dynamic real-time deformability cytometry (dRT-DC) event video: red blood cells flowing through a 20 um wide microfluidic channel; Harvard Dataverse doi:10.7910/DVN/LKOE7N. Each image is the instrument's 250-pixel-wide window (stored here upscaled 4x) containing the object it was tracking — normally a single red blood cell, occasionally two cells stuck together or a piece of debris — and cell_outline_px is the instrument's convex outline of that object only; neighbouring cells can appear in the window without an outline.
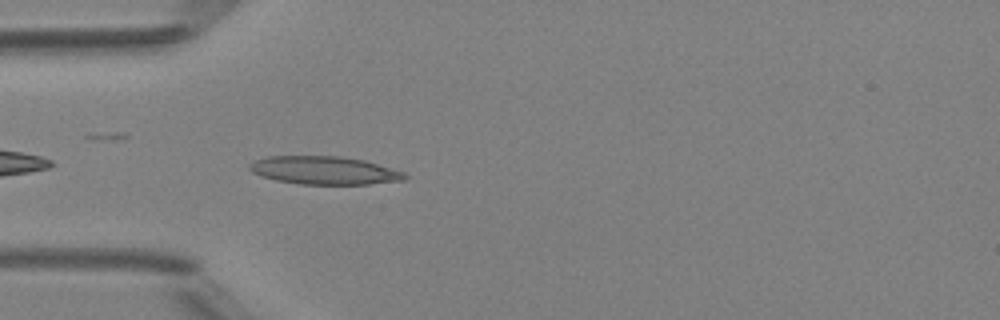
{"species": "Egyptian fruit bat (a non-hibernating species)", "species_latin": "Rousettus aegyptiacus", "temperature_condition": "room temperature", "stored_images_in_passage": 37, "camera_frame_rate_fps": 3000, "um_per_image_px": 0.085, "animal": {"sex": "female"}, "frame": {"image": 1, "passage_image": 3, "time_ms": 0.667, "image_size_px": [1000, 320], "cell_outline_px": [[408, 176], [404, 180], [368, 184], [300, 184], [276, 180], [260, 176], [252, 172], [248, 168], [248, 164], [256, 160], [268, 156], [340, 156], [364, 160], [404, 172]], "centroid_in_image_um": [27.54, 14.48], "position_along_channel_um": 57.5, "area_um2": 25.37}}
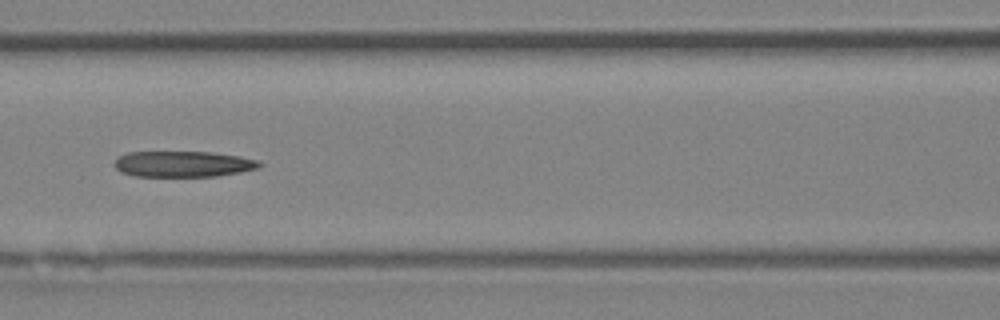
{"frame": {"image": 2, "passage_image": 10, "time_ms": 3.0, "image_size_px": [1000, 320], "cell_outline_px": [[264, 164], [260, 168], [240, 172], [216, 176], [136, 176], [120, 172], [112, 164], [120, 156], [128, 152], [208, 152], [240, 156], [260, 160]], "centroid_in_image_um": [15.6, 13.94], "position_along_channel_um": 151.0, "area_um2": 21.96}}
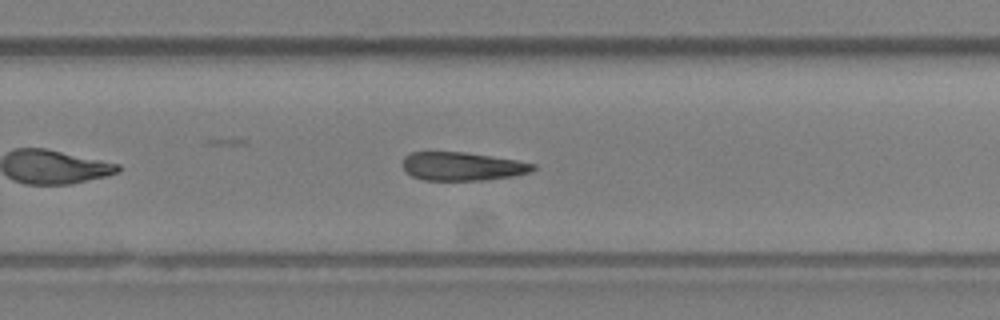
{"frame": {"image": 3, "passage_image": 20, "time_ms": 6.333, "image_size_px": [1000, 320], "cell_outline_px": [[536, 168], [532, 172], [512, 176], [484, 180], [424, 180], [412, 176], [400, 164], [404, 156], [412, 152], [464, 152], [516, 160], [536, 164]], "centroid_in_image_um": [39.29, 14.14], "position_along_channel_um": 290.5, "area_um2": 21.62}}